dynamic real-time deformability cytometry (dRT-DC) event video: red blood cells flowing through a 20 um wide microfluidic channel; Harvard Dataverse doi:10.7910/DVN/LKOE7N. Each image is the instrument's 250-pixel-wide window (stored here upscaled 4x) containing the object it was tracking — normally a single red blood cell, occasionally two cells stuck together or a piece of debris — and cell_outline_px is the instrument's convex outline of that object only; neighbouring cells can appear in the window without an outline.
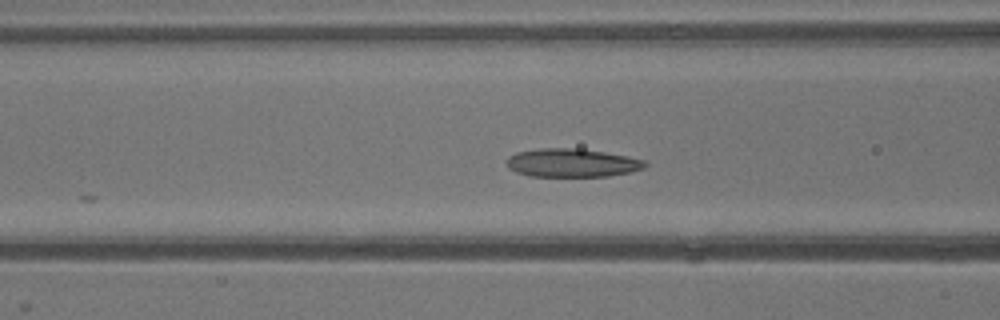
{"species": "common noctule bat (a hibernating species)", "species_latin": "Nyctalus noctula", "temperature_condition": "warm", "stored_images_in_passage": 20, "camera_frame_rate_fps": 3000, "um_per_image_px": 0.085, "animal": {"sex": "male", "body_mass_g": 13.3}, "frame": {"image": 1, "passage_image": 16, "time_ms": 5.0, "image_size_px": [1000, 320], "cell_outline_px": [[648, 164], [644, 168], [632, 172], [608, 176], [532, 176], [516, 172], [508, 168], [508, 156], [516, 152], [540, 148], [580, 148], [604, 152], [644, 160]], "centroid_in_image_um": [48.62, 13.84], "position_along_channel_um": 118.0, "area_um2": 22.83}}
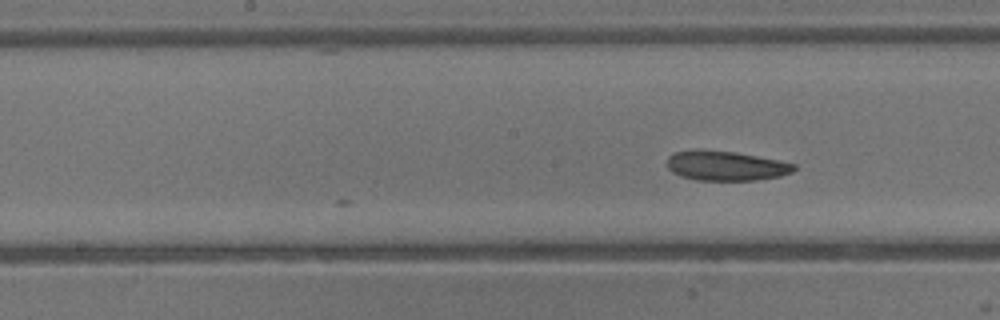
{"frame": {"image": 2, "passage_image": 20, "time_ms": 6.333, "image_size_px": [1000, 320], "cell_outline_px": [[796, 168], [792, 172], [780, 176], [756, 180], [696, 180], [680, 176], [672, 172], [668, 168], [668, 156], [676, 152], [692, 148], [700, 148], [736, 152], [796, 164]], "centroid_in_image_um": [61.65, 14.07], "position_along_channel_um": 186.6, "area_um2": 22.14}}